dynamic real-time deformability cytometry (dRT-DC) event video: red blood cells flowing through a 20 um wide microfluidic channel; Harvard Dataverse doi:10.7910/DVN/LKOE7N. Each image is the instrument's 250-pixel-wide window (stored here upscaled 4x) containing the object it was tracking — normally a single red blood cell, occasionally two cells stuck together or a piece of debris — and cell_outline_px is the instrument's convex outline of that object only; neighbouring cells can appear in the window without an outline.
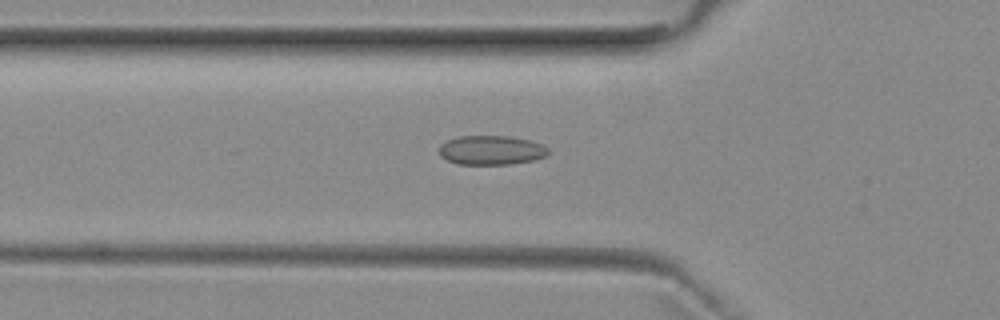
{"species": "common noctule bat (a hibernating species)", "species_latin": "Nyctalus noctula", "temperature_condition": "room temperature", "stored_images_in_passage": 51, "camera_frame_rate_fps": 3000, "um_per_image_px": 0.085, "animal": {"sex": "female", "body_mass_g": 29.2, "forearm_length_mm": 56.3}, "frame": {"image": 1, "passage_image": 17, "time_ms": 5.333, "image_size_px": [1000, 320], "cell_outline_px": [[548, 152], [544, 156], [532, 160], [512, 164], [456, 164], [440, 156], [440, 144], [448, 140], [460, 136], [508, 136], [528, 140], [544, 144], [548, 148]], "centroid_in_image_um": [41.75, 12.76], "position_along_channel_um": 84.1, "area_um2": 18.5}}
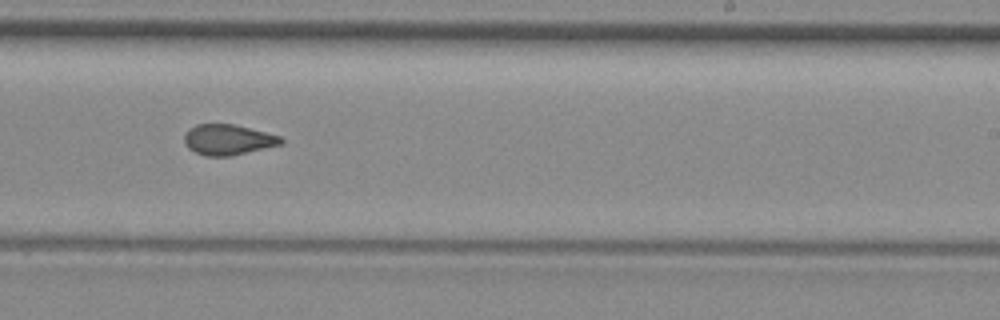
{"frame": {"image": 2, "passage_image": 31, "time_ms": 10.0, "image_size_px": [1000, 320], "cell_outline_px": [[284, 140], [280, 144], [228, 156], [204, 156], [188, 148], [184, 140], [184, 136], [188, 128], [196, 124], [232, 124], [280, 136]], "centroid_in_image_um": [19.31, 11.86], "position_along_channel_um": 269.7, "area_um2": 16.82}}
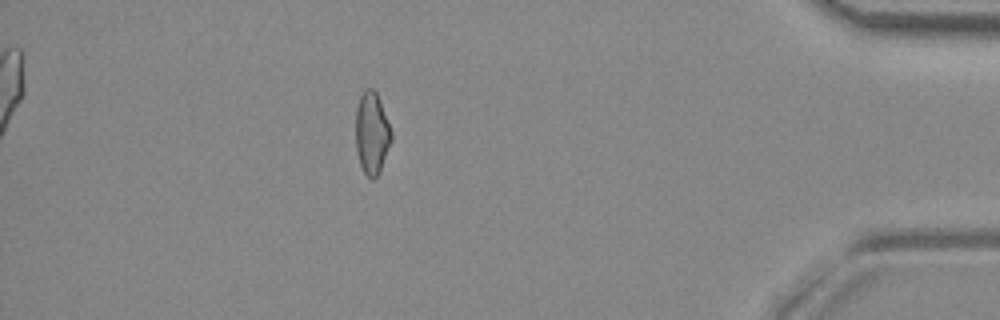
{"frame": {"image": 3, "passage_image": 45, "time_ms": 14.667, "image_size_px": [1000, 320], "cell_outline_px": [[392, 140], [380, 172], [372, 180], [364, 172], [360, 164], [356, 152], [356, 108], [360, 96], [364, 88], [372, 88], [376, 92], [380, 100], [392, 132]], "centroid_in_image_um": [31.61, 11.31], "position_along_channel_um": 403.6, "area_um2": 17.17}, "authors_computed_cell_mechanics": {"area_um2": 17.629, "velocity_mm_per_s": 3.9645, "shape_relaxation_time_tau1_ms": null, "shape_relaxation_time_tau2_ms": 1.81, "deformation_change_tau1": null, "deformation_change_tau2": 0.0734}}